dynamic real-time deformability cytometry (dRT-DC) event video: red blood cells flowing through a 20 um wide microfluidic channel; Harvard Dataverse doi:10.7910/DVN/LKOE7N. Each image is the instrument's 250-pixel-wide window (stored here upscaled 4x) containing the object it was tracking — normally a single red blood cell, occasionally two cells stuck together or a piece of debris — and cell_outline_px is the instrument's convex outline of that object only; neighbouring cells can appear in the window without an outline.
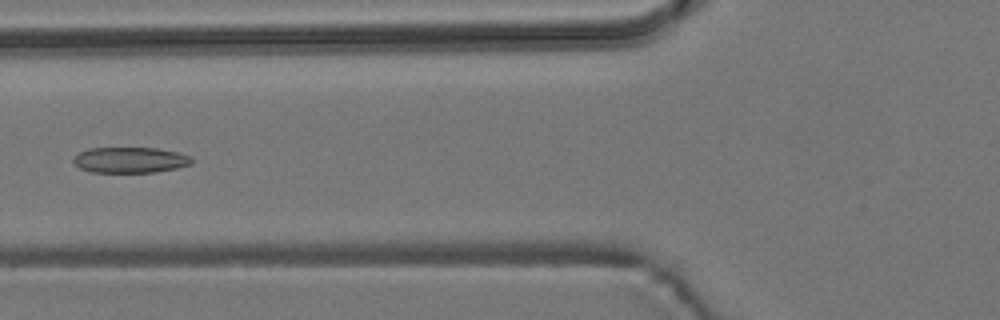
{"species": "common noctule bat (a hibernating species)", "species_latin": "Nyctalus noctula", "temperature_condition": "room temperature", "stored_images_in_passage": 5, "camera_frame_rate_fps": 3000, "um_per_image_px": 0.085, "animal": {"sex": "male", "body_mass_g": 19.2, "forearm_length_mm": 51.8}, "frame": {"image": 1, "passage_image": 5, "time_ms": 5.667, "image_size_px": [1000, 320], "cell_outline_px": [[192, 164], [176, 168], [156, 172], [92, 172], [80, 168], [72, 160], [80, 152], [88, 148], [156, 148], [176, 152], [192, 156]], "centroid_in_image_um": [11.08, 13.6], "position_along_channel_um": 114.7, "area_um2": 17.63}}